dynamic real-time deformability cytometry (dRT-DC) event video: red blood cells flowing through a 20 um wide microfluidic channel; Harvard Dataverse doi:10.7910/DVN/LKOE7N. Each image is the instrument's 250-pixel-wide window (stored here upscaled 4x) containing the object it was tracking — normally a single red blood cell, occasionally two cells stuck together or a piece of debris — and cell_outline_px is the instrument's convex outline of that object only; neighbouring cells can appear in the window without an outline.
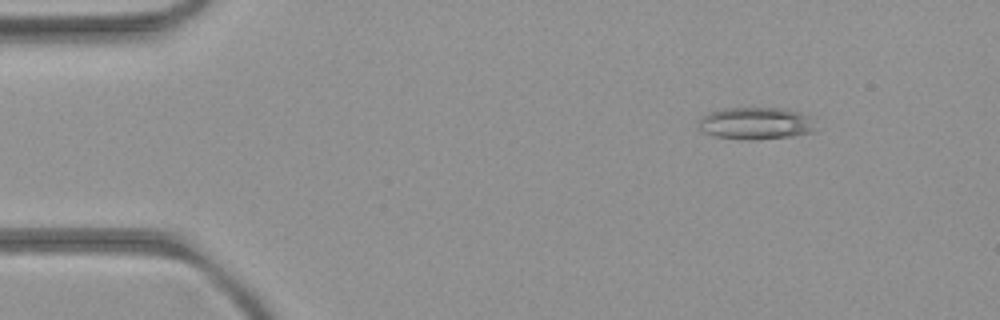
{"species": "common noctule bat (a hibernating species)", "species_latin": "Nyctalus noctula", "temperature_condition": "room temperature", "stored_images_in_passage": 3, "camera_frame_rate_fps": 3000, "um_per_image_px": 0.085, "animal": {"sex": "female", "body_mass_g": 21.9}, "frame": {"image": 1, "passage_image": 1, "time_ms": 0.0, "image_size_px": [1000, 320], "cell_outline_px": [[816, 132], [792, 136], [756, 140], [744, 140], [716, 136], [704, 132], [696, 124], [696, 120], [700, 116], [724, 108], [784, 108], [800, 112], [812, 116]], "centroid_in_image_um": [64.26, 10.48], "position_along_channel_um": 20.7, "area_um2": 22.37}}